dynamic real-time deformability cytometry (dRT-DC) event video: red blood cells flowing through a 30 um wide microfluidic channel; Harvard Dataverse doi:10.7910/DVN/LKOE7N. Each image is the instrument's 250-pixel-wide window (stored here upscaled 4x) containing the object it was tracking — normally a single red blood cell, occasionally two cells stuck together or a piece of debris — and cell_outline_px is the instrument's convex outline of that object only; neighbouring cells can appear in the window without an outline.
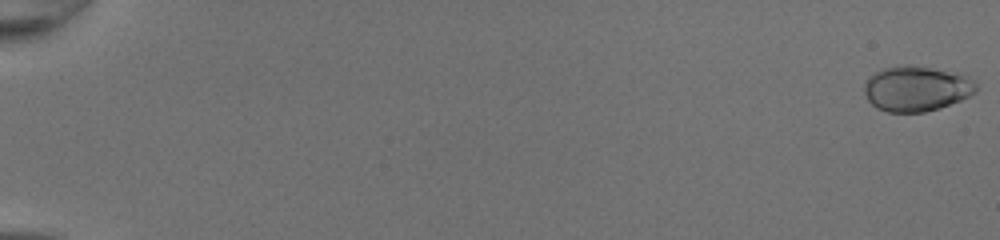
{"species": "common noctule bat (a hibernating species)", "species_latin": "Nyctalus noctula", "temperature_condition": "room temperature", "stored_images_in_passage": 51, "camera_frame_rate_fps": 3000, "um_per_image_px": 0.085, "animal": {"sex": "female", "body_mass_g": 20.0, "forearm_length_mm": 54.0}, "frame": {"image": 1, "passage_image": 1, "time_ms": 0.0, "image_size_px": [1000, 240], "cell_outline_px": [[976, 92], [960, 100], [940, 108], [924, 112], [888, 112], [876, 108], [868, 100], [864, 92], [864, 84], [868, 76], [884, 68], [900, 64], [908, 64], [928, 68], [960, 76], [972, 80], [976, 84]], "centroid_in_image_um": [77.8, 7.55], "position_along_channel_um": 7.2, "area_um2": 29.02}}
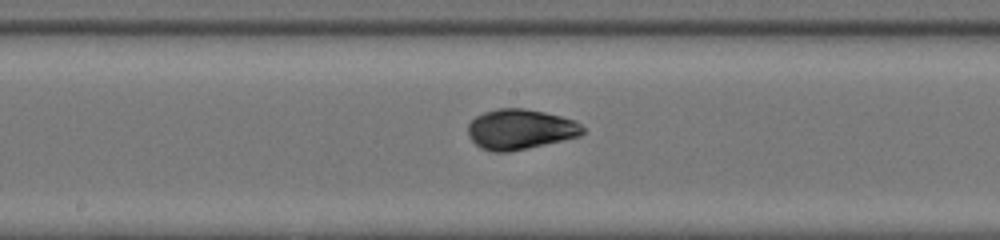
{"frame": {"image": 2, "passage_image": 30, "time_ms": 9.667, "image_size_px": [1000, 240], "cell_outline_px": [[584, 132], [580, 136], [508, 152], [492, 152], [480, 148], [468, 136], [468, 124], [476, 116], [484, 112], [496, 108], [524, 108], [544, 112], [576, 120], [584, 128]], "centroid_in_image_um": [44.2, 10.98], "position_along_channel_um": 204.0, "area_um2": 26.88}}
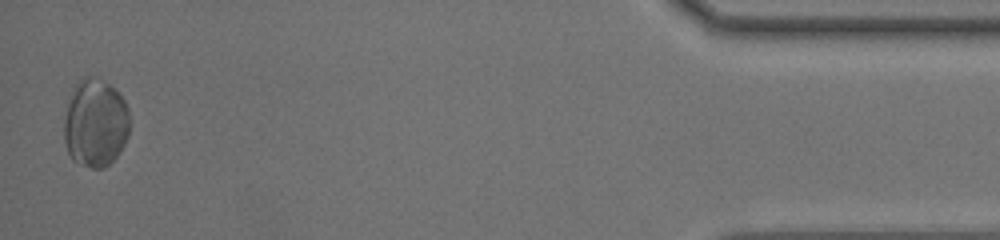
{"frame": {"image": 3, "passage_image": 51, "time_ms": 16.667, "image_size_px": [1000, 240], "cell_outline_px": [[128, 136], [120, 152], [104, 168], [92, 168], [80, 164], [72, 160], [68, 152], [64, 140], [64, 120], [72, 88], [84, 76], [96, 76], [108, 84], [124, 100], [128, 108]], "centroid_in_image_um": [8.09, 10.47], "position_along_channel_um": 427.1, "area_um2": 33.58}, "authors_computed_cell_mechanics": {"area_um2": 27.0504, "velocity_mm_per_s": 4.2344, "shape_relaxation_time_tau1_ms": 2.4181, "shape_relaxation_time_tau2_ms": 1.0708, "deformation_change_tau1": 0.0902, "deformation_change_tau2": 0.0502}}